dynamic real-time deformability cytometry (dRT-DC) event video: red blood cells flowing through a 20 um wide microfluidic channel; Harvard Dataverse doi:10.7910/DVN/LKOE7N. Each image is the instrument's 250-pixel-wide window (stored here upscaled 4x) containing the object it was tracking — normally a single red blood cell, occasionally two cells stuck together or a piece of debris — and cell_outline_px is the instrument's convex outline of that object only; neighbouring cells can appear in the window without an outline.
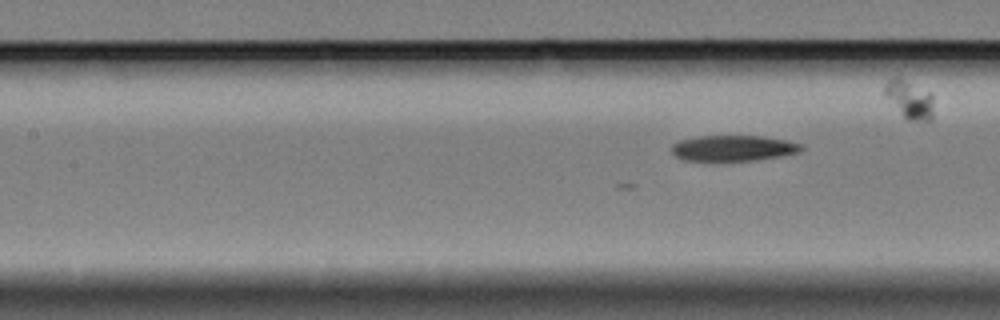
{"species": "Egyptian fruit bat (a non-hibernating species)", "species_latin": "Rousettus aegyptiacus", "temperature_condition": "cold", "stored_images_in_passage": 6, "segment_of_instrument_passage": [2, 2], "camera_frame_rate_fps": 3000, "um_per_image_px": 0.085, "animal": {"sex": "female"}, "frame": {"image": 1, "passage_image": 6, "time_ms": 6.0, "image_size_px": [1000, 320], "cell_outline_px": [[804, 148], [800, 152], [756, 160], [684, 160], [676, 156], [672, 152], [672, 144], [680, 140], [696, 136], [764, 136], [784, 140], [800, 144]], "centroid_in_image_um": [62.31, 12.58], "position_along_channel_um": 145.1, "area_um2": 19.19}}